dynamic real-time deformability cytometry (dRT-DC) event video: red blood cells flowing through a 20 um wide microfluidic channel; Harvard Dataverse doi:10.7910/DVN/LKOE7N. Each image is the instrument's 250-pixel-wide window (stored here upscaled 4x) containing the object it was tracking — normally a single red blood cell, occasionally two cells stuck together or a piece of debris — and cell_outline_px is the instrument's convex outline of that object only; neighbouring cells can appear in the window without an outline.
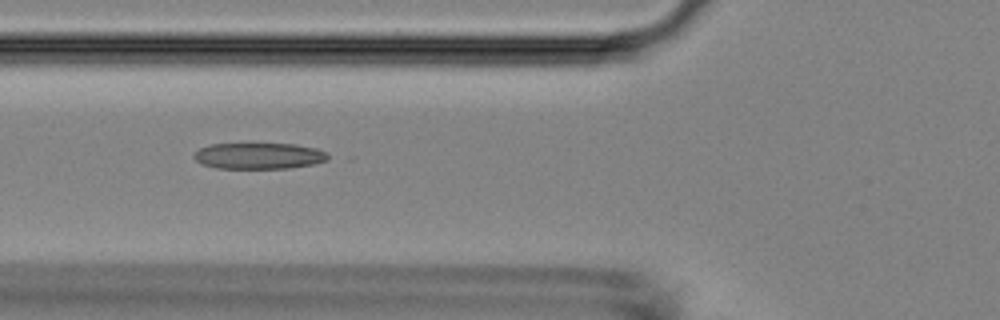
{"species": "Egyptian fruit bat (a non-hibernating species)", "species_latin": "Rousettus aegyptiacus", "temperature_condition": "room temperature", "stored_images_in_passage": 10, "camera_frame_rate_fps": 3000, "um_per_image_px": 0.085, "animal": {"sex": "female"}, "frame": {"image": 1, "passage_image": 5, "time_ms": 1.333, "image_size_px": [1000, 320], "cell_outline_px": [[336, 156], [328, 160], [316, 164], [288, 168], [216, 168], [200, 164], [192, 156], [192, 152], [208, 144], [296, 144], [316, 148], [328, 152]], "centroid_in_image_um": [22.06, 13.25], "position_along_channel_um": 103.7, "area_um2": 20.92}}
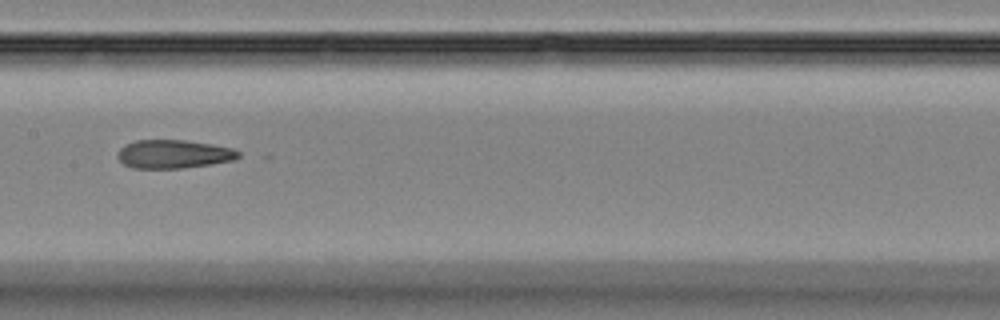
{"frame": {"image": 2, "passage_image": 7, "time_ms": 2.0, "image_size_px": [1000, 320], "cell_outline_px": [[240, 156], [236, 160], [180, 168], [132, 168], [124, 164], [120, 160], [120, 148], [136, 140], [184, 140], [212, 144], [232, 148], [240, 152]], "centroid_in_image_um": [14.81, 13.09], "position_along_channel_um": 192.6, "area_um2": 19.77}}
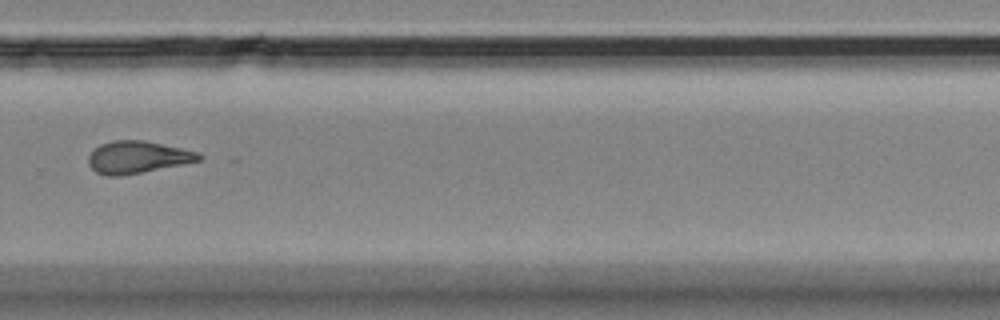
{"frame": {"image": 3, "passage_image": 10, "time_ms": 3.0, "image_size_px": [1000, 320], "cell_outline_px": [[204, 156], [200, 160], [120, 176], [108, 176], [96, 172], [88, 164], [88, 156], [100, 144], [112, 140], [144, 140], [180, 148], [196, 152]], "centroid_in_image_um": [11.64, 13.35], "position_along_channel_um": 318.2, "area_um2": 20.35}}